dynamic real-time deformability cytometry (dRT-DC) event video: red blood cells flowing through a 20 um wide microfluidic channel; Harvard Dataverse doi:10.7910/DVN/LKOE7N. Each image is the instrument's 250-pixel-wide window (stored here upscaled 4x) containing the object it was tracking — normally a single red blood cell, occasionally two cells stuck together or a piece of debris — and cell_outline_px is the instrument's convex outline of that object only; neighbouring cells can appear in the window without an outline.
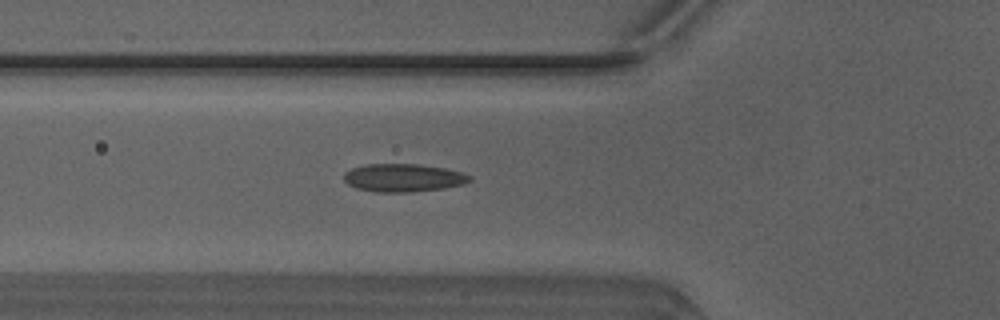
{"species": "Egyptian fruit bat (a non-hibernating species)", "species_latin": "Rousettus aegyptiacus", "temperature_condition": "warm", "stored_images_in_passage": 33, "camera_frame_rate_fps": 3000, "um_per_image_px": 0.085, "animal": {"sex": "male"}, "frame": {"image": 1, "passage_image": 3, "time_ms": 0.667, "image_size_px": [1000, 320], "cell_outline_px": [[472, 180], [464, 184], [444, 188], [412, 192], [376, 192], [356, 188], [348, 184], [344, 180], [344, 172], [352, 168], [368, 164], [420, 164], [444, 168], [464, 172], [472, 176]], "centroid_in_image_um": [34.31, 15.11], "position_along_channel_um": 91.5, "area_um2": 20.69}}
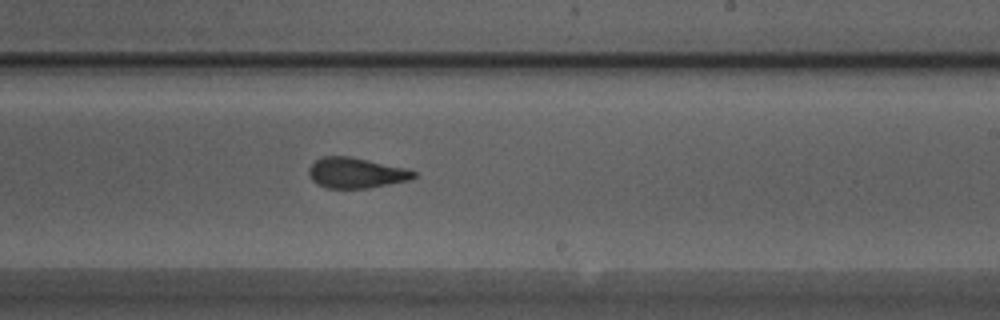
{"frame": {"image": 2, "passage_image": 15, "time_ms": 4.667, "image_size_px": [1000, 320], "cell_outline_px": [[416, 176], [408, 180], [368, 188], [328, 188], [316, 184], [312, 180], [308, 172], [308, 168], [316, 160], [324, 156], [348, 156], [408, 168], [416, 172]], "centroid_in_image_um": [30.25, 14.69], "position_along_channel_um": 258.7, "area_um2": 18.55}}
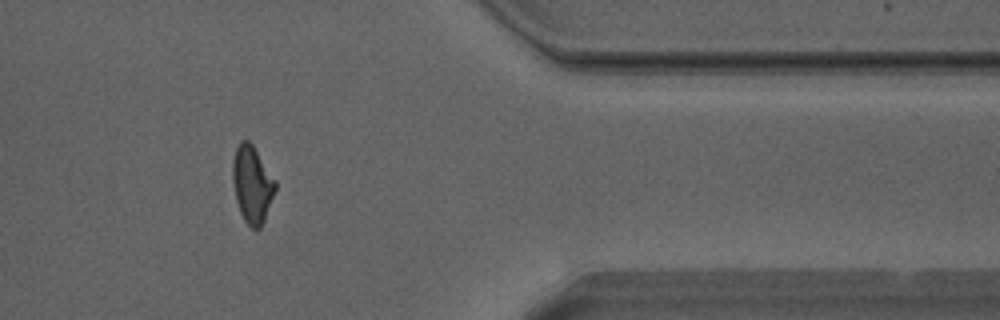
{"frame": {"image": 3, "passage_image": 26, "time_ms": 8.333, "image_size_px": [1000, 320], "cell_outline_px": [[276, 188], [264, 220], [260, 228], [252, 228], [244, 220], [240, 212], [236, 200], [232, 180], [232, 164], [236, 148], [240, 140], [248, 140], [252, 144], [276, 180]], "centroid_in_image_um": [21.42, 15.65], "position_along_channel_um": 390.0, "area_um2": 19.02}, "authors_computed_cell_mechanics": {"area_um2": 18.8428, "velocity_mm_per_s": 4.1792, "shape_relaxation_time_tau1_ms": null, "shape_relaxation_time_tau2_ms": 1.9819, "deformation_change_tau1": null, "deformation_change_tau2": 0.0957}}